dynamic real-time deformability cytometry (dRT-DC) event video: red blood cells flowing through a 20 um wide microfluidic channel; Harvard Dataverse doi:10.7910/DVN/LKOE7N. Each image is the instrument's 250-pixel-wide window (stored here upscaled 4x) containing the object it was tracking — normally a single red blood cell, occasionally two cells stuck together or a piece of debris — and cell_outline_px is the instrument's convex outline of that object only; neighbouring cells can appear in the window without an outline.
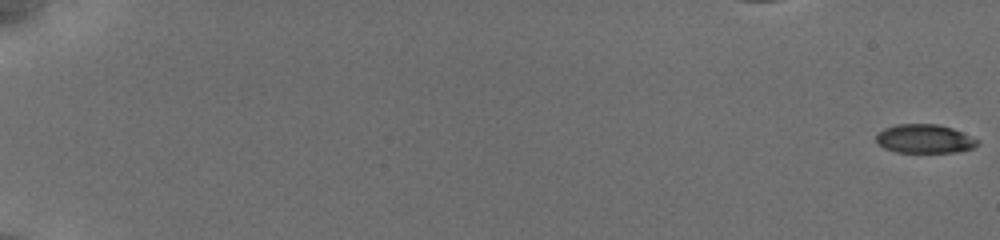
{"species": "common noctule bat (a hibernating species)", "species_latin": "Nyctalus noctula", "temperature_condition": "cold", "stored_images_in_passage": 57, "camera_frame_rate_fps": 3000, "um_per_image_px": 0.085, "animal": {"sex": "female", "body_mass_g": 19.5, "forearm_length_mm": 54.1}, "frame": {"image": 1, "passage_image": 1, "time_ms": 0.0, "image_size_px": [1000, 240], "cell_outline_px": [[968, 144], [964, 148], [932, 152], [924, 152], [880, 140], [880, 136], [892, 128], [948, 128], [956, 132]], "centroid_in_image_um": [78.63, 11.81], "position_along_channel_um": 6.4, "area_um2": 11.39}}
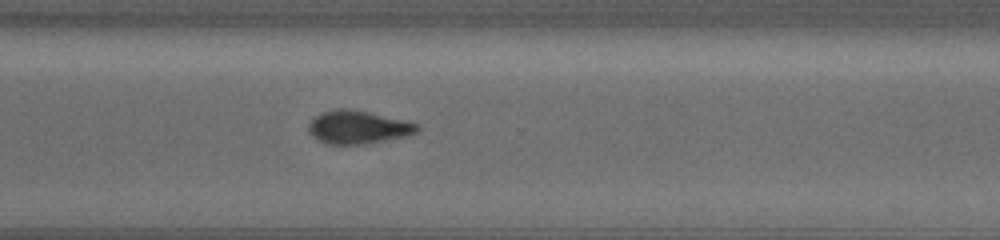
{"frame": {"image": 2, "passage_image": 44, "time_ms": 14.333, "image_size_px": [1000, 240], "cell_outline_px": [[412, 128], [404, 132], [372, 136], [328, 136], [320, 132], [316, 128], [316, 124], [324, 116], [360, 116], [408, 124]], "centroid_in_image_um": [30.49, 10.75], "position_along_channel_um": 340.1, "area_um2": 10.87}}